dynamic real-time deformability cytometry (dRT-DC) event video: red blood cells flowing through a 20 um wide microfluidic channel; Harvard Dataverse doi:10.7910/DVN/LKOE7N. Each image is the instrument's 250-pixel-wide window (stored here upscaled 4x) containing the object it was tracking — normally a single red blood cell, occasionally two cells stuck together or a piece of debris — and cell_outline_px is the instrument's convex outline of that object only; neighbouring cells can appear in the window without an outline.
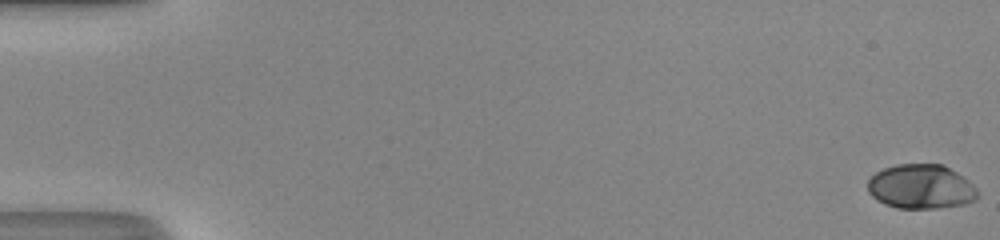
{"species": "human", "species_latin": "Homo sapiens", "temperature_condition": "room temperature", "stored_images_in_passage": 51, "camera_frame_rate_fps": 3000, "um_per_image_px": 0.085, "donor": {"sex": "male"}, "frame": {"image": 1, "passage_image": 1, "time_ms": 0.0, "image_size_px": [1000, 240], "cell_outline_px": [[976, 200], [964, 204], [936, 208], [896, 208], [884, 204], [872, 196], [868, 192], [868, 180], [876, 172], [884, 168], [896, 164], [944, 164], [968, 180], [976, 188]], "centroid_in_image_um": [78.26, 15.86], "position_along_channel_um": 6.7, "area_um2": 28.38}}
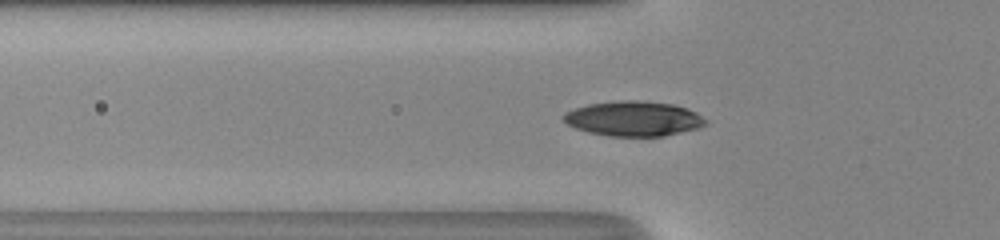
{"frame": {"image": 2, "passage_image": 19, "time_ms": 6.0, "image_size_px": [1000, 240], "cell_outline_px": [[708, 124], [700, 128], [664, 136], [608, 136], [588, 132], [576, 128], [568, 124], [560, 116], [564, 112], [588, 104], [620, 100], [636, 100], [676, 104], [696, 112], [708, 120]], "centroid_in_image_um": [53.88, 10.08], "position_along_channel_um": 71.9, "area_um2": 29.19}}
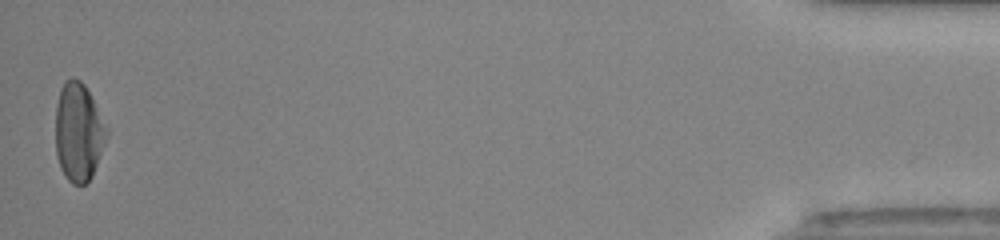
{"frame": {"image": 3, "passage_image": 51, "time_ms": 16.667, "image_size_px": [1000, 240], "cell_outline_px": [[108, 136], [92, 176], [84, 184], [72, 184], [68, 180], [60, 168], [56, 156], [56, 104], [60, 88], [64, 80], [72, 76], [80, 80], [84, 84], [108, 128]], "centroid_in_image_um": [6.66, 11.21], "position_along_channel_um": 428.5, "area_um2": 29.42}, "authors_computed_cell_mechanics": {"area_um2": 28.322, "velocity_mm_per_s": 4.1999, "shape_relaxation_time_tau1_ms": 3.2339, "shape_relaxation_time_tau2_ms": null, "deformation_change_tau1": 0.1713, "deformation_change_tau2": null}}